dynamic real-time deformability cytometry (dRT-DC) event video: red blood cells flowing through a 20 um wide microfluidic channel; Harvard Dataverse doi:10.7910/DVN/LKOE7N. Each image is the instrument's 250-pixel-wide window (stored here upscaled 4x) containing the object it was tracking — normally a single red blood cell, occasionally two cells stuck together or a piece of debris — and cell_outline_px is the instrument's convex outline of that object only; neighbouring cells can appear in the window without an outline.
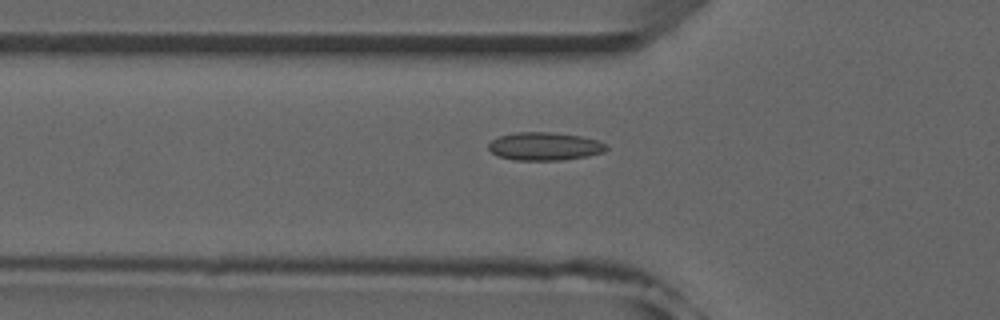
{"species": "common noctule bat (a hibernating species)", "species_latin": "Nyctalus noctula", "temperature_condition": "room temperature", "stored_images_in_passage": 52, "camera_frame_rate_fps": 3000, "um_per_image_px": 0.085, "animal": {"sex": "male", "forearm_length_mm": 52.5}, "frame": {"image": 1, "passage_image": 18, "time_ms": 5.667, "image_size_px": [1000, 320], "cell_outline_px": [[608, 148], [604, 152], [588, 156], [560, 160], [512, 160], [496, 156], [488, 148], [488, 144], [492, 140], [500, 136], [516, 132], [552, 132], [580, 136], [596, 140], [608, 144]], "centroid_in_image_um": [46.29, 12.44], "position_along_channel_um": 79.5, "area_um2": 19.36}}
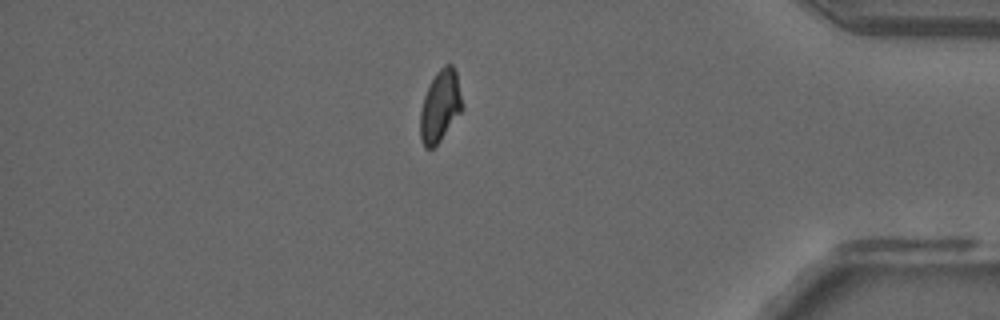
{"frame": {"image": 2, "passage_image": 45, "time_ms": 14.667, "image_size_px": [1000, 320], "cell_outline_px": [[464, 108], [440, 140], [432, 148], [424, 148], [420, 140], [420, 112], [424, 96], [436, 72], [444, 64], [452, 64], [456, 72], [464, 104]], "centroid_in_image_um": [37.42, 9.01], "position_along_channel_um": 397.8, "area_um2": 17.57}}
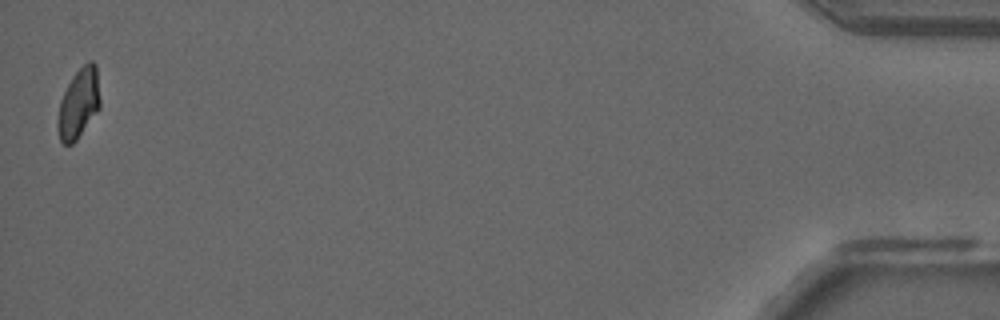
{"frame": {"image": 3, "passage_image": 52, "time_ms": 17.0, "image_size_px": [1000, 320], "cell_outline_px": [[100, 108], [76, 140], [72, 144], [64, 144], [60, 140], [56, 124], [60, 100], [72, 76], [88, 60], [92, 60], [96, 64], [100, 100]], "centroid_in_image_um": [6.68, 8.78], "position_along_channel_um": 428.5, "area_um2": 17.22}, "authors_computed_cell_mechanics": {"area_um2": 18.207, "velocity_mm_per_s": 3.9297, "shape_relaxation_time_tau1_ms": null, "shape_relaxation_time_tau2_ms": 4.4619, "deformation_change_tau1": null, "deformation_change_tau2": 0.0692}}